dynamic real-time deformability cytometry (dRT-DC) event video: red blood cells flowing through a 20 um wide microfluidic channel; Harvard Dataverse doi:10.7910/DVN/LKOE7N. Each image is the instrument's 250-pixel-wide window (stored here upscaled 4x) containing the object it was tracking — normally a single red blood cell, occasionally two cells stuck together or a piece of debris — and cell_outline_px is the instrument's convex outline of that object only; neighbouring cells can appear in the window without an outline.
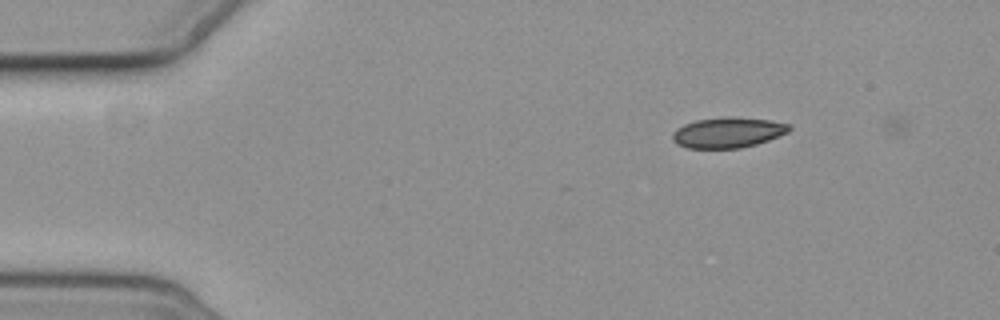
{"species": "common noctule bat (a hibernating species)", "species_latin": "Nyctalus noctula", "temperature_condition": "cold", "stored_images_in_passage": 2, "camera_frame_rate_fps": 3000, "um_per_image_px": 0.085, "animal": {"sex": "female", "body_mass_g": 19.3, "forearm_length_mm": 54.1}, "frame": {"image": 1, "passage_image": 1, "time_ms": 0.0, "image_size_px": [1000, 320], "cell_outline_px": [[792, 128], [788, 132], [768, 140], [756, 144], [740, 148], [688, 148], [676, 144], [672, 140], [672, 136], [676, 128], [684, 124], [696, 120], [728, 116], [732, 116], [768, 120], [788, 124]], "centroid_in_image_um": [61.84, 11.26], "position_along_channel_um": 23.2, "area_um2": 20.69}}